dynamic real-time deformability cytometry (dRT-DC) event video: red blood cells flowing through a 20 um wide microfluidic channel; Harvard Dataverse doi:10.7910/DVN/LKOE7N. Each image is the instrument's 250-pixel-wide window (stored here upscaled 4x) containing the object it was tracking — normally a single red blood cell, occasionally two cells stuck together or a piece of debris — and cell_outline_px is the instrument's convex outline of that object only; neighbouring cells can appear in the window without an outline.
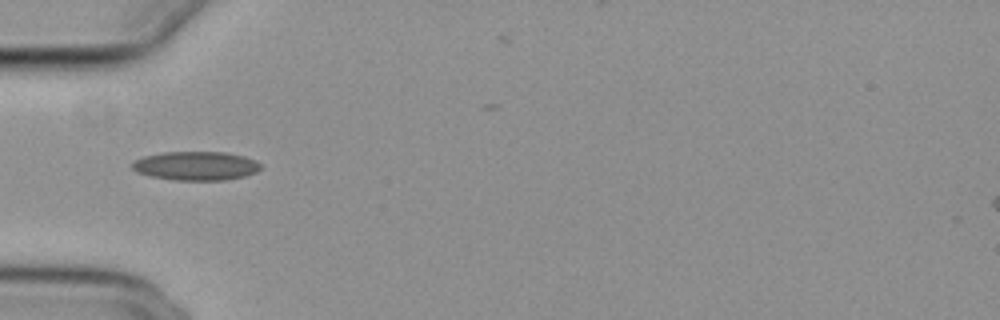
{"species": "common noctule bat (a hibernating species)", "species_latin": "Nyctalus noctula", "temperature_condition": "cold", "stored_images_in_passage": 32, "camera_frame_rate_fps": 3000, "um_per_image_px": 0.085, "animal": {"sex": "female", "body_mass_g": 29.2, "forearm_length_mm": 56.3}, "frame": {"image": 1, "passage_image": 1, "time_ms": 0.0, "image_size_px": [1000, 320], "cell_outline_px": [[260, 168], [256, 172], [244, 176], [224, 180], [172, 180], [152, 176], [136, 172], [132, 168], [132, 164], [136, 160], [144, 156], [164, 152], [224, 152], [244, 156], [256, 160], [260, 164]], "centroid_in_image_um": [16.66, 14.1], "position_along_channel_um": 68.3, "area_um2": 21.5}}
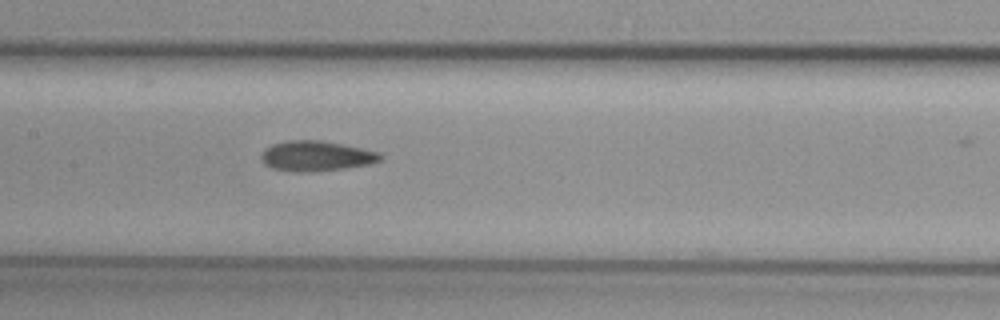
{"frame": {"image": 2, "passage_image": 10, "time_ms": 3.0, "image_size_px": [1000, 320], "cell_outline_px": [[384, 156], [380, 160], [368, 164], [344, 168], [308, 172], [292, 172], [272, 168], [264, 164], [260, 160], [260, 156], [264, 148], [272, 144], [288, 140], [320, 140], [380, 152]], "centroid_in_image_um": [26.82, 13.26], "position_along_channel_um": 180.6, "area_um2": 20.98}}
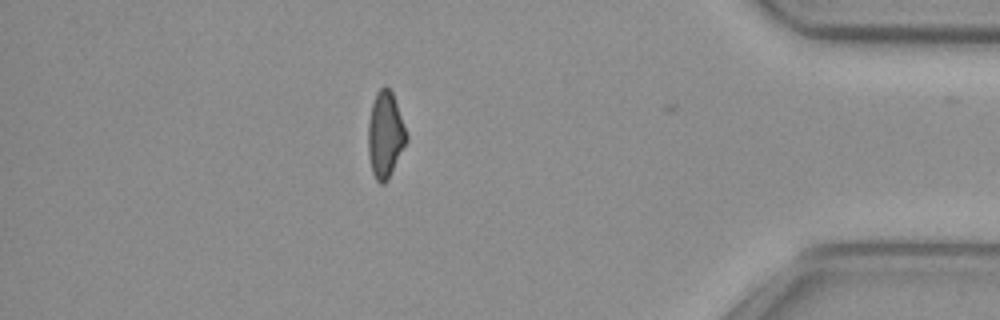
{"frame": {"image": 3, "passage_image": 31, "time_ms": 10.0, "image_size_px": [1000, 320], "cell_outline_px": [[408, 140], [388, 180], [384, 184], [380, 184], [376, 180], [372, 172], [368, 152], [368, 120], [372, 104], [376, 92], [384, 84], [392, 92], [408, 132]], "centroid_in_image_um": [32.76, 11.45], "position_along_channel_um": 402.4, "area_um2": 19.54}, "authors_computed_cell_mechanics": {"area_um2": 20.2011, "velocity_mm_per_s": 3.7449, "shape_relaxation_time_tau1_ms": null, "shape_relaxation_time_tau2_ms": 4.7553, "deformation_change_tau1": null, "deformation_change_tau2": 0.1308}}